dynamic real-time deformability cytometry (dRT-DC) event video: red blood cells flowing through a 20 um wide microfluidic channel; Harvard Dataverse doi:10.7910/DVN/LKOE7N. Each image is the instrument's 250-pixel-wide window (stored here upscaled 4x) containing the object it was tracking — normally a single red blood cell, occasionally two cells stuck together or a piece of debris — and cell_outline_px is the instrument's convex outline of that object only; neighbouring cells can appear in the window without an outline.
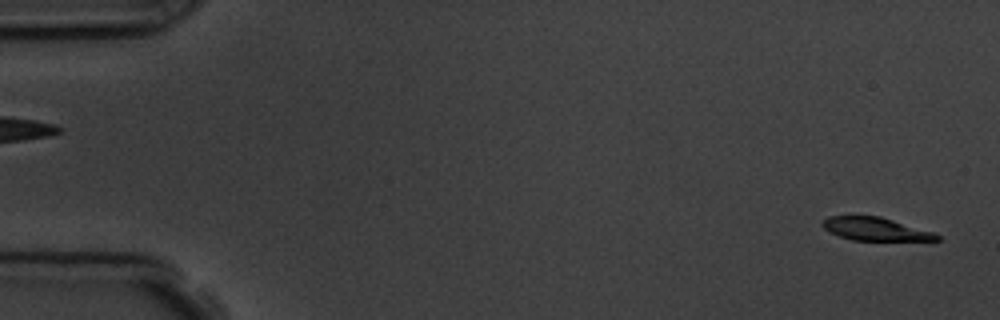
{"species": "common noctule bat (a hibernating species)", "species_latin": "Nyctalus noctula", "temperature_condition": "room temperature", "stored_images_in_passage": 6, "segment_of_instrument_passage": [2, 2], "camera_frame_rate_fps": 3000, "um_per_image_px": 0.085, "animal": {"sex": "male", "body_mass_g": 19.5, "forearm_length_mm": 54.6}, "frame": {"image": 1, "passage_image": 6, "time_ms": 5.667, "image_size_px": [1000, 320], "cell_outline_px": [[940, 240], [852, 240], [840, 236], [824, 228], [820, 224], [828, 216], [880, 216], [932, 232], [940, 236]], "centroid_in_image_um": [74.38, 19.46], "position_along_channel_um": 10.6, "area_um2": 15.03}}